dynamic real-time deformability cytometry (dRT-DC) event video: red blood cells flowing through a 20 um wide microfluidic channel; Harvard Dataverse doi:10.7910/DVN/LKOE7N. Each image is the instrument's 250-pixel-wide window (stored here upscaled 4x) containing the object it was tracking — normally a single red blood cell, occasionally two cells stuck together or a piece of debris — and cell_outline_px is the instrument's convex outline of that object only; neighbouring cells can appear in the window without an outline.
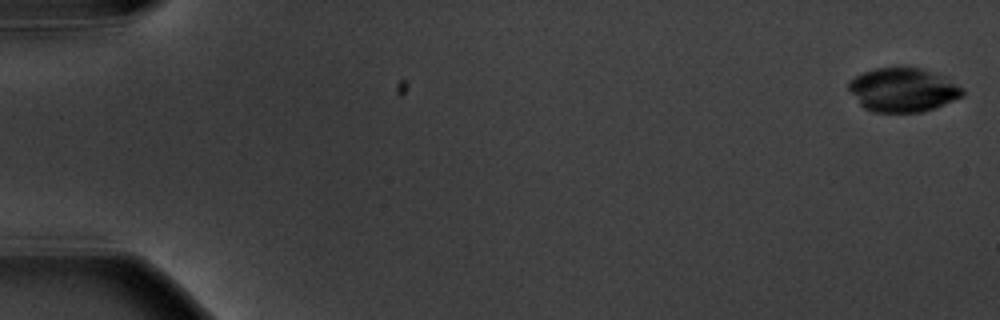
{"species": "common noctule bat (a hibernating species)", "species_latin": "Nyctalus noctula", "temperature_condition": "warm", "stored_images_in_passage": 6, "camera_frame_rate_fps": 3000, "um_per_image_px": 0.085, "animal": {"sex": "male", "body_mass_g": 20.1, "forearm_length_mm": 53.5}, "frame": {"image": 1, "passage_image": 1, "time_ms": 0.0, "image_size_px": [1000, 320], "cell_outline_px": [[964, 96], [932, 108], [920, 112], [872, 112], [864, 108], [860, 104], [848, 88], [848, 80], [864, 72], [876, 68], [920, 68], [940, 76], [964, 88]], "centroid_in_image_um": [76.71, 7.65], "position_along_channel_um": 8.3, "area_um2": 28.61}}
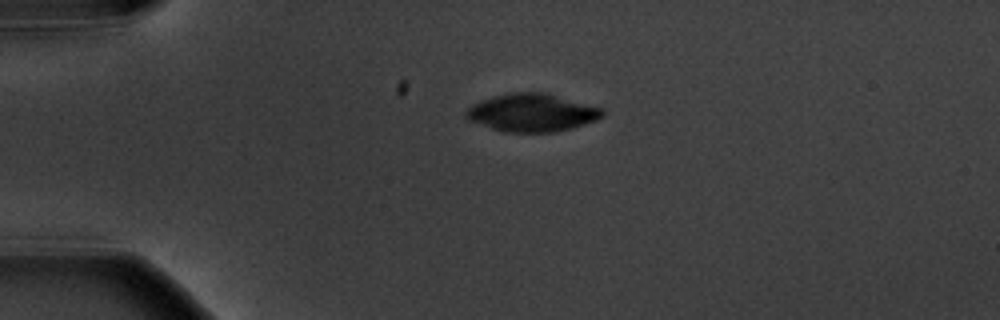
{"frame": {"image": 2, "passage_image": 5, "time_ms": 4.333, "image_size_px": [1000, 320], "cell_outline_px": [[604, 116], [596, 120], [572, 128], [556, 132], [504, 132], [468, 120], [464, 116], [464, 112], [472, 104], [480, 100], [492, 96], [516, 92], [544, 92], [600, 108], [604, 112]], "centroid_in_image_um": [45.17, 9.58], "position_along_channel_um": 39.8, "area_um2": 29.94}}